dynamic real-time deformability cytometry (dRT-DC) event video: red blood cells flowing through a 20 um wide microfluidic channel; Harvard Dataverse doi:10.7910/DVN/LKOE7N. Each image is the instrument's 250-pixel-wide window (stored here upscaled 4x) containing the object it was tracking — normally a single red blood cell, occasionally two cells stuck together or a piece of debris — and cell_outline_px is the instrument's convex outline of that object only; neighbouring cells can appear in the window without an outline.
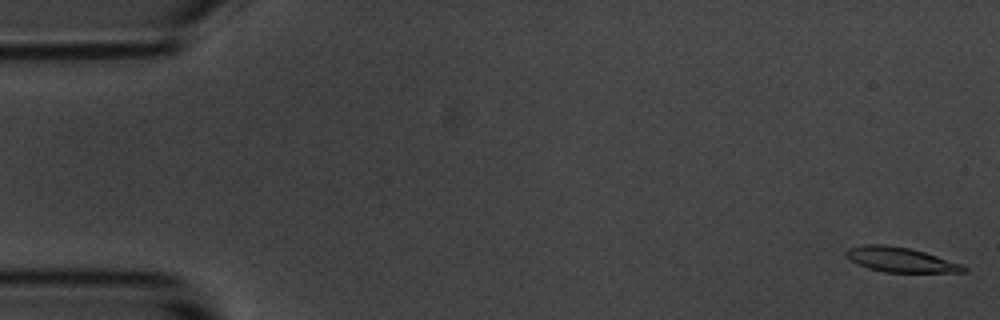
{"species": "common noctule bat (a hibernating species)", "species_latin": "Nyctalus noctula", "temperature_condition": "room temperature", "stored_images_in_passage": 5, "camera_frame_rate_fps": 3000, "um_per_image_px": 0.085, "animal": {"sex": "male", "body_mass_g": 20.1, "forearm_length_mm": 53.5}, "frame": {"image": 1, "passage_image": 1, "time_ms": 0.0, "image_size_px": [1000, 320], "cell_outline_px": [[968, 272], [884, 272], [868, 268], [852, 260], [844, 252], [848, 248], [864, 244], [884, 244], [912, 248], [960, 264], [968, 268]], "centroid_in_image_um": [76.54, 22.06], "position_along_channel_um": 8.5, "area_um2": 16.76}}
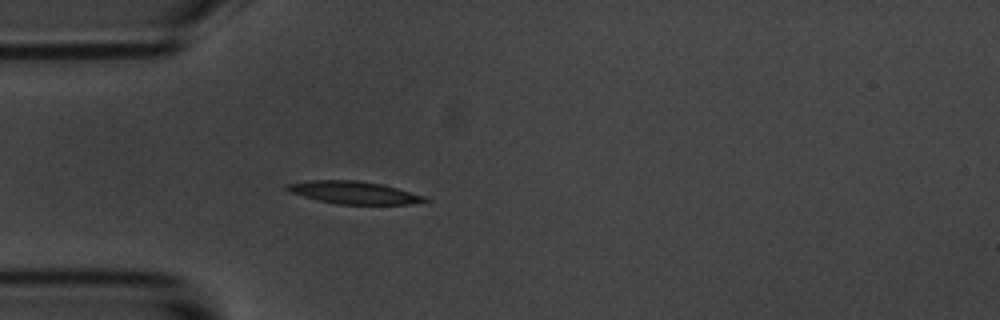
{"frame": {"image": 2, "passage_image": 5, "time_ms": 5.0, "image_size_px": [1000, 320], "cell_outline_px": [[432, 200], [412, 204], [336, 204], [304, 196], [292, 192], [284, 188], [284, 184], [308, 180], [356, 180], [384, 184], [428, 196]], "centroid_in_image_um": [30.16, 16.36], "position_along_channel_um": 54.8, "area_um2": 18.32}}